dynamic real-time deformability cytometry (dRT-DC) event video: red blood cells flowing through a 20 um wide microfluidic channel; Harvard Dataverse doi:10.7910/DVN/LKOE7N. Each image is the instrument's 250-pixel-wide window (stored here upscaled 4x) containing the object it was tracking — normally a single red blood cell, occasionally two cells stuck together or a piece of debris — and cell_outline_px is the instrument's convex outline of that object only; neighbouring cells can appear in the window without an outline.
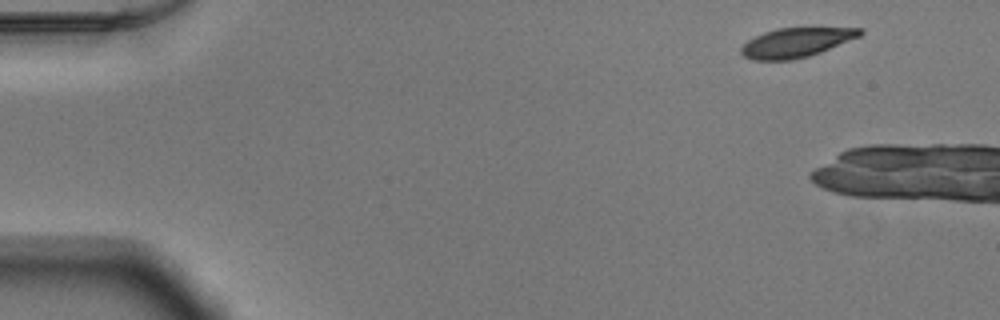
{"species": "Egyptian fruit bat (a non-hibernating species)", "species_latin": "Rousettus aegyptiacus", "temperature_condition": "warm", "stored_images_in_passage": 19, "camera_frame_rate_fps": 3000, "um_per_image_px": 0.085, "animal": {"sex": "male"}, "frame": {"image": 1, "passage_image": 1, "time_ms": 0.0, "image_size_px": [1000, 320], "cell_outline_px": [[864, 32], [860, 36], [820, 52], [808, 56], [792, 60], [752, 60], [744, 56], [740, 52], [740, 48], [748, 40], [764, 32], [776, 28], [860, 28]], "centroid_in_image_um": [67.64, 3.62], "position_along_channel_um": 17.4, "area_um2": 20.17}}
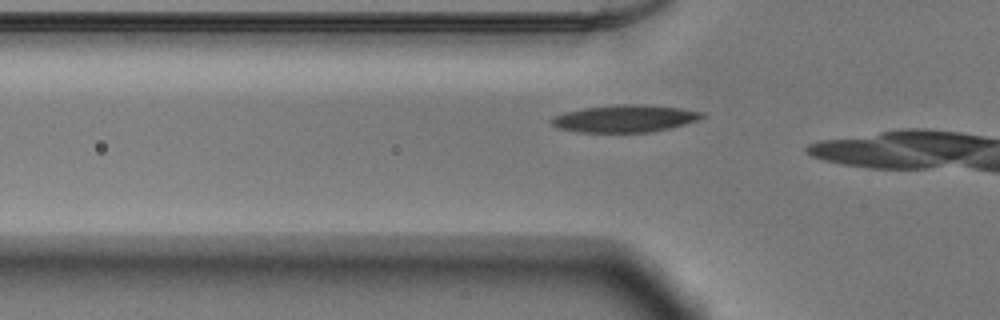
{"frame": {"image": 2, "passage_image": 14, "time_ms": 4.333, "image_size_px": [1000, 320], "cell_outline_px": [[704, 116], [696, 120], [684, 124], [668, 128], [648, 132], [580, 132], [556, 128], [548, 120], [552, 116], [564, 112], [584, 108], [616, 104], [644, 104], [680, 108], [704, 112]], "centroid_in_image_um": [53.04, 10.07], "position_along_channel_um": 72.8, "area_um2": 23.93}}
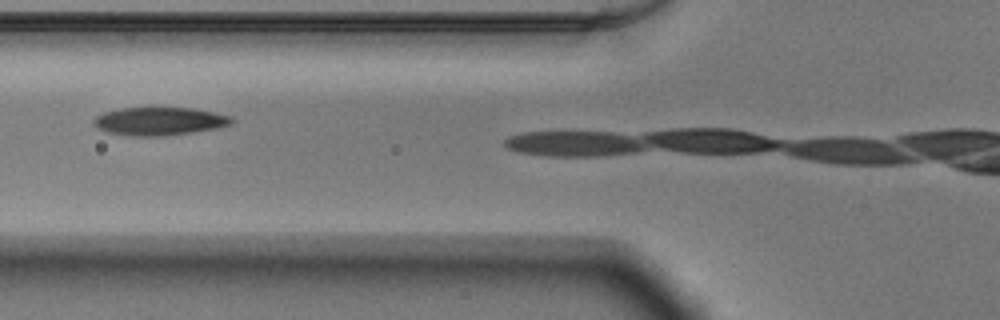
{"frame": {"image": 3, "passage_image": 17, "time_ms": 5.333, "image_size_px": [1000, 320], "cell_outline_px": [[236, 120], [232, 124], [220, 128], [164, 136], [136, 136], [108, 132], [96, 128], [92, 124], [92, 120], [96, 116], [104, 112], [120, 108], [192, 108], [232, 116]], "centroid_in_image_um": [13.57, 10.31], "position_along_channel_um": 112.2, "area_um2": 22.72}}